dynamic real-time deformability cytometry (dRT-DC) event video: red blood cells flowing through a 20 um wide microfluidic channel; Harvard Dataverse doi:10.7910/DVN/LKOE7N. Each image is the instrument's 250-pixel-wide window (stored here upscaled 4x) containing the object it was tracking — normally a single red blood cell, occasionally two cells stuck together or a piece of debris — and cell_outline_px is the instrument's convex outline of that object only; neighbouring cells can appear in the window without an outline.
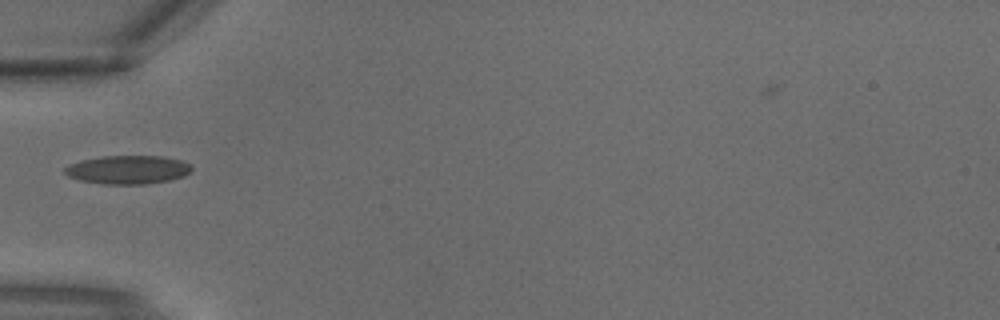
{"species": "common noctule bat (a hibernating species)", "species_latin": "Nyctalus noctula", "temperature_condition": "warm", "stored_images_in_passage": 3, "camera_frame_rate_fps": 3000, "um_per_image_px": 0.085, "animal": {"sex": "male", "body_mass_g": 18.8}, "frame": {"image": 1, "passage_image": 3, "time_ms": 0.667, "image_size_px": [1000, 320], "cell_outline_px": [[192, 168], [184, 176], [172, 180], [144, 184], [104, 184], [80, 180], [68, 176], [64, 172], [64, 168], [80, 160], [100, 156], [160, 156], [180, 160], [192, 164]], "centroid_in_image_um": [10.88, 14.42], "position_along_channel_um": 74.1, "area_um2": 21.1}}